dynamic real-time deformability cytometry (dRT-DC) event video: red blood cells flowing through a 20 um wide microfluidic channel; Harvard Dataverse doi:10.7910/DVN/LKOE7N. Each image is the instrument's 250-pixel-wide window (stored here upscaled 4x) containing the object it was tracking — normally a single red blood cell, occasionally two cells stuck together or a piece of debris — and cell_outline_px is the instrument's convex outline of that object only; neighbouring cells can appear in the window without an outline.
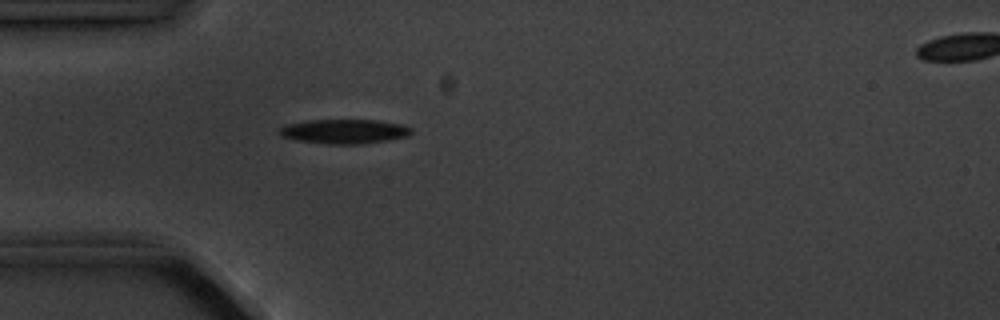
{"species": "common noctule bat (a hibernating species)", "species_latin": "Nyctalus noctula", "temperature_condition": "cold", "stored_images_in_passage": 5, "camera_frame_rate_fps": 3000, "um_per_image_px": 0.085, "animal": {"sex": "male", "body_mass_g": 20.1, "forearm_length_mm": 53.5}, "frame": {"image": 1, "passage_image": 4, "time_ms": 4.333, "image_size_px": [1000, 320], "cell_outline_px": [[412, 132], [408, 136], [388, 140], [364, 144], [324, 144], [296, 140], [280, 136], [276, 132], [280, 128], [288, 124], [308, 120], [376, 120], [400, 124], [412, 128]], "centroid_in_image_um": [29.24, 11.18], "position_along_channel_um": 55.8, "area_um2": 18.9}}